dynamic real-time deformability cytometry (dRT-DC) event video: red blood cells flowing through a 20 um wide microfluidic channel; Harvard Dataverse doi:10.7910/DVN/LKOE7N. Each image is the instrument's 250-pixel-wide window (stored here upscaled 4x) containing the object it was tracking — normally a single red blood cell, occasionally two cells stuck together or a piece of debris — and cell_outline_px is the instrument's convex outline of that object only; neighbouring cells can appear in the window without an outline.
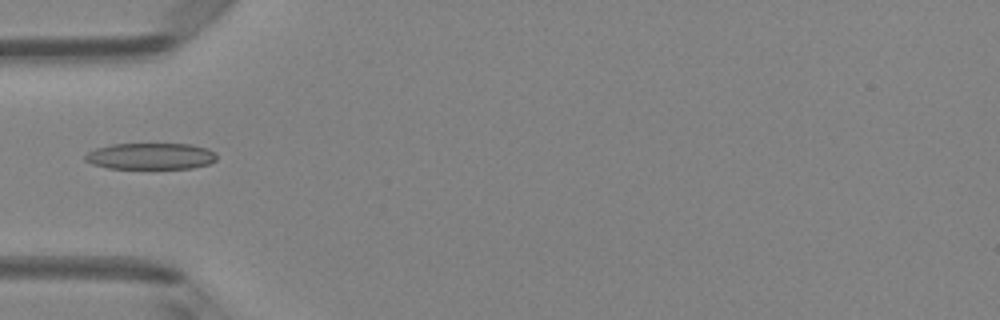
{"species": "Egyptian fruit bat (a non-hibernating species)", "species_latin": "Rousettus aegyptiacus", "temperature_condition": "room temperature", "stored_images_in_passage": 4, "camera_frame_rate_fps": 3000, "um_per_image_px": 0.085, "animal": {"sex": "female"}, "frame": {"image": 1, "passage_image": 4, "time_ms": 1.0, "image_size_px": [1000, 320], "cell_outline_px": [[216, 160], [208, 164], [192, 168], [108, 168], [92, 164], [84, 160], [84, 156], [88, 152], [96, 148], [112, 144], [192, 144], [208, 148], [216, 152]], "centroid_in_image_um": [12.82, 13.27], "position_along_channel_um": 72.2, "area_um2": 20.29}}